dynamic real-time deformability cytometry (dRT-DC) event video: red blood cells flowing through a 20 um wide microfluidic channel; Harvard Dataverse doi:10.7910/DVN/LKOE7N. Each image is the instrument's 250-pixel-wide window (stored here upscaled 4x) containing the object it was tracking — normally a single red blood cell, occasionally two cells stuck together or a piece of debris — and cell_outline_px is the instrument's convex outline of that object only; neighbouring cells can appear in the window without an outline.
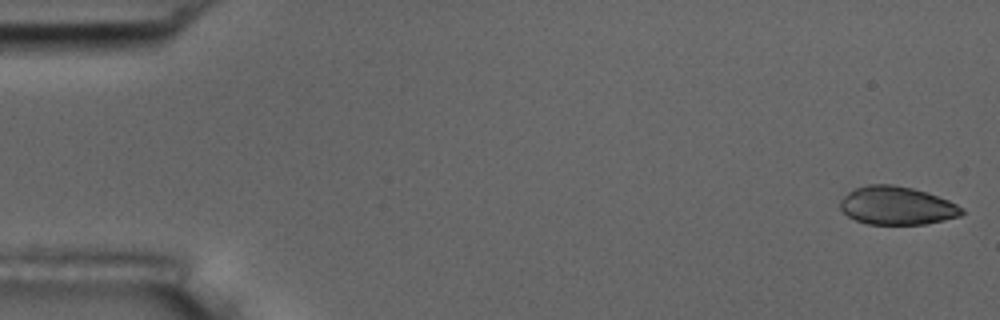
{"species": "common noctule bat (a hibernating species)", "species_latin": "Nyctalus noctula", "temperature_condition": "room temperature", "stored_images_in_passage": 54, "camera_frame_rate_fps": 3000, "um_per_image_px": 0.085, "animal": {"sex": "male", "body_mass_g": 17.5, "forearm_length_mm": 52.3}, "frame": {"image": 1, "passage_image": 1, "time_ms": 0.0, "image_size_px": [1000, 320], "cell_outline_px": [[964, 212], [960, 216], [928, 224], [868, 224], [856, 220], [848, 216], [840, 208], [840, 200], [848, 192], [856, 188], [868, 184], [892, 184], [912, 188], [948, 200], [964, 208]], "centroid_in_image_um": [76.23, 17.48], "position_along_channel_um": 8.8, "area_um2": 26.99}}
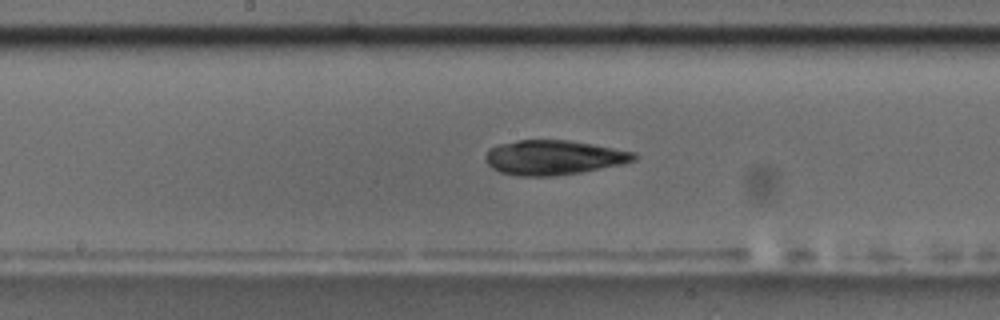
{"frame": {"image": 2, "passage_image": 28, "time_ms": 9.0, "image_size_px": [1000, 320], "cell_outline_px": [[636, 160], [620, 164], [580, 172], [556, 176], [516, 176], [500, 172], [492, 168], [484, 160], [484, 156], [492, 148], [500, 144], [516, 140], [568, 140], [592, 144], [636, 152]], "centroid_in_image_um": [47.03, 13.39], "position_along_channel_um": 201.2, "area_um2": 29.82}}
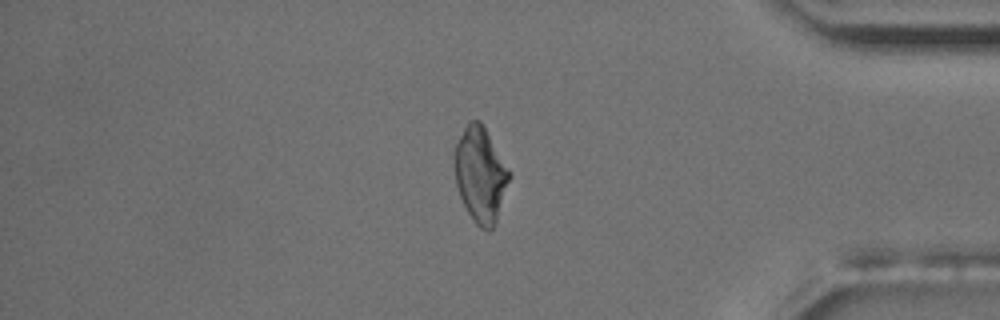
{"frame": {"image": 3, "passage_image": 46, "time_ms": 15.0, "image_size_px": [1000, 320], "cell_outline_px": [[512, 176], [496, 224], [488, 232], [480, 228], [476, 224], [468, 212], [460, 196], [456, 184], [456, 144], [468, 120], [480, 120], [512, 172]], "centroid_in_image_um": [40.9, 14.87], "position_along_channel_um": 394.3, "area_um2": 30.4}, "authors_computed_cell_mechanics": {"area_um2": 29.7381, "velocity_mm_per_s": 3.6759, "shape_relaxation_time_tau1_ms": 9.8178, "shape_relaxation_time_tau2_ms": 1.8327, "deformation_change_tau1": 0.3025, "deformation_change_tau2": 0.0682}}